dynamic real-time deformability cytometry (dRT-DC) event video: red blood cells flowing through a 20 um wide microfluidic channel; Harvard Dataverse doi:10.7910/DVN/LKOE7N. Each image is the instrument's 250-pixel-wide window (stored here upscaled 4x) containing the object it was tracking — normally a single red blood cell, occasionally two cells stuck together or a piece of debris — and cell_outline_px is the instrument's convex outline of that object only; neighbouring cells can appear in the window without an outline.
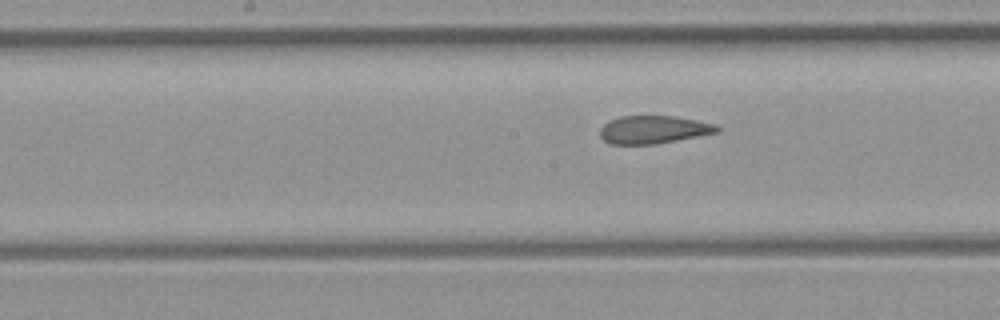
{"species": "common noctule bat (a hibernating species)", "species_latin": "Nyctalus noctula", "temperature_condition": "room temperature", "stored_images_in_passage": 8, "camera_frame_rate_fps": 3000, "um_per_image_px": 0.085, "animal": {"sex": "female", "body_mass_g": 21.9}, "frame": {"image": 1, "passage_image": 8, "time_ms": 9.0, "image_size_px": [1000, 320], "cell_outline_px": [[720, 132], [656, 144], [612, 144], [604, 140], [600, 136], [600, 128], [608, 120], [620, 116], [672, 116], [696, 120], [716, 124], [720, 128]], "centroid_in_image_um": [55.55, 11.01], "position_along_channel_um": 192.7, "area_um2": 19.07}}